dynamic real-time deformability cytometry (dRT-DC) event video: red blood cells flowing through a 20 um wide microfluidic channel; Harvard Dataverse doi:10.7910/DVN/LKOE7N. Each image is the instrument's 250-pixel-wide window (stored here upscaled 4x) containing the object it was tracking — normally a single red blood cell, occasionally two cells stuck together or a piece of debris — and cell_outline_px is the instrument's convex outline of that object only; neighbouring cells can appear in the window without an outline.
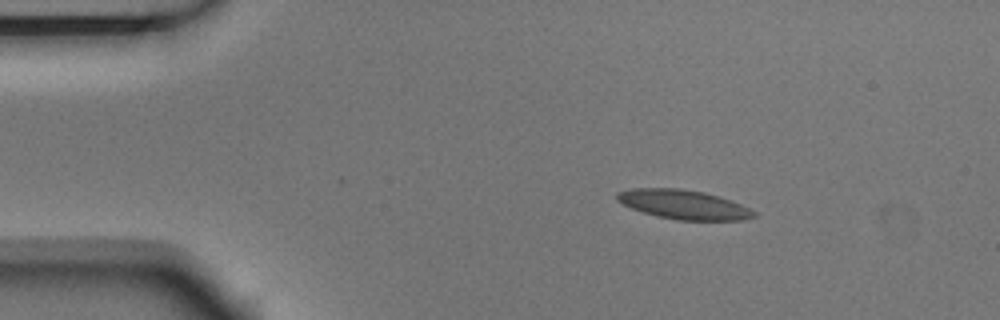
{"species": "Egyptian fruit bat (a non-hibernating species)", "species_latin": "Rousettus aegyptiacus", "temperature_condition": "room temperature", "stored_images_in_passage": 3, "camera_frame_rate_fps": 3000, "um_per_image_px": 0.085, "animal": {"sex": "male"}, "frame": {"image": 1, "passage_image": 1, "time_ms": 0.0, "image_size_px": [1000, 320], "cell_outline_px": [[756, 216], [744, 220], [676, 220], [656, 216], [632, 208], [616, 200], [616, 192], [632, 188], [680, 188], [704, 192], [740, 204], [756, 212]], "centroid_in_image_um": [58.08, 17.38], "position_along_channel_um": 26.9, "area_um2": 23.18}}